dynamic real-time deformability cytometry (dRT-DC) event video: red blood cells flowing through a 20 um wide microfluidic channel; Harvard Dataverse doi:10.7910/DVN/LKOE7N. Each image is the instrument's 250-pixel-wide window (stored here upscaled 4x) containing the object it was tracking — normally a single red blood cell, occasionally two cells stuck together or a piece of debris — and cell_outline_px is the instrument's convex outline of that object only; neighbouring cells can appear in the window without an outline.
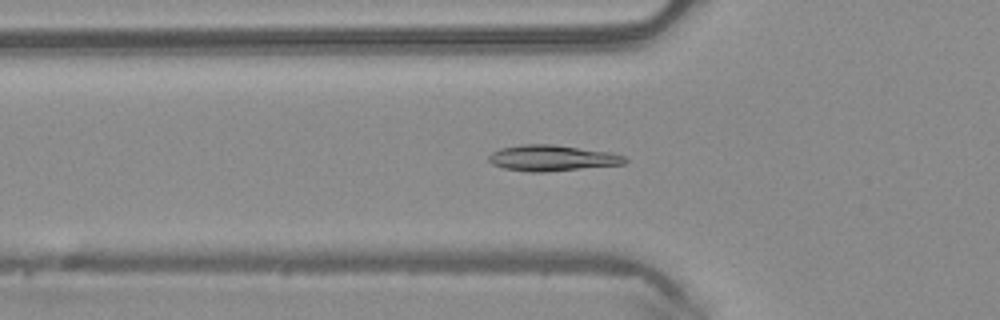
{"species": "common noctule bat (a hibernating species)", "species_latin": "Nyctalus noctula", "temperature_condition": "warm", "stored_images_in_passage": 49, "camera_frame_rate_fps": 3000, "um_per_image_px": 0.085, "animal": {"sex": "male", "body_mass_g": 20.4}, "frame": {"image": 1, "passage_image": 17, "time_ms": 5.333, "image_size_px": [1000, 320], "cell_outline_px": [[628, 160], [624, 164], [544, 172], [532, 172], [504, 168], [492, 164], [488, 160], [488, 156], [492, 152], [500, 148], [524, 144], [552, 144], [608, 152], [624, 156]], "centroid_in_image_um": [46.89, 13.43], "position_along_channel_um": 78.9, "area_um2": 20.35}}
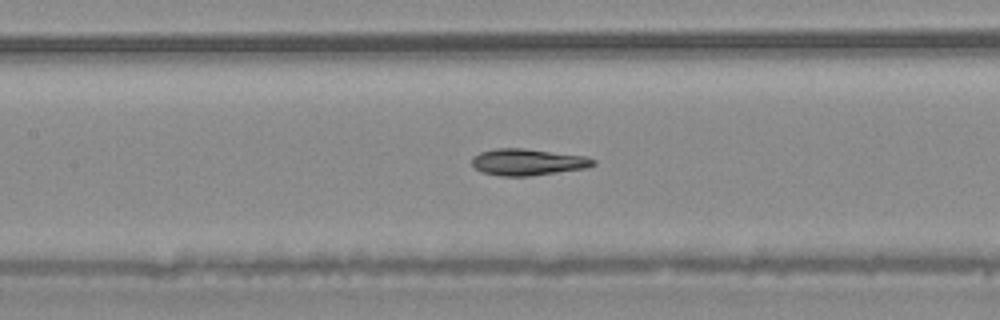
{"frame": {"image": 2, "passage_image": 23, "time_ms": 7.333, "image_size_px": [1000, 320], "cell_outline_px": [[596, 164], [588, 168], [528, 176], [500, 176], [480, 172], [472, 164], [472, 156], [480, 152], [496, 148], [524, 148], [584, 156], [596, 160]], "centroid_in_image_um": [44.84, 13.78], "position_along_channel_um": 162.6, "area_um2": 18.84}}
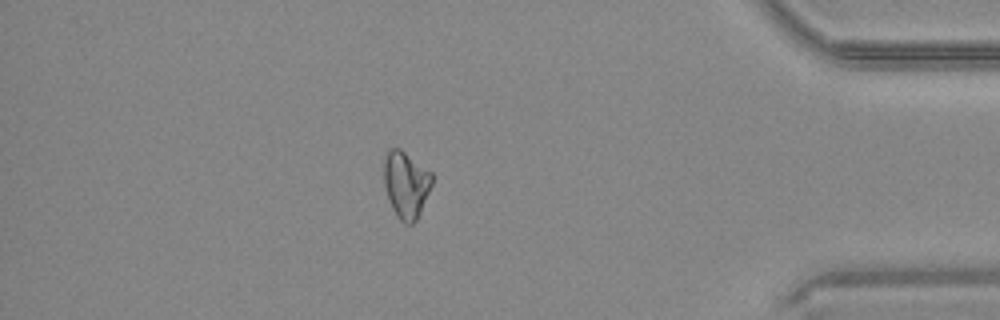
{"frame": {"image": 3, "passage_image": 43, "time_ms": 14.0, "image_size_px": [1000, 320], "cell_outline_px": [[432, 184], [420, 212], [416, 220], [412, 224], [404, 224], [396, 216], [388, 200], [384, 184], [384, 160], [388, 148], [400, 148], [432, 172]], "centroid_in_image_um": [34.5, 15.68], "position_along_channel_um": 400.7, "area_um2": 18.79}, "authors_computed_cell_mechanics": {"area_um2": 19.1318, "velocity_mm_per_s": 4.1289, "shape_relaxation_time_tau1_ms": null, "shape_relaxation_time_tau2_ms": 3.6805, "deformation_change_tau1": null, "deformation_change_tau2": 0.0748}}